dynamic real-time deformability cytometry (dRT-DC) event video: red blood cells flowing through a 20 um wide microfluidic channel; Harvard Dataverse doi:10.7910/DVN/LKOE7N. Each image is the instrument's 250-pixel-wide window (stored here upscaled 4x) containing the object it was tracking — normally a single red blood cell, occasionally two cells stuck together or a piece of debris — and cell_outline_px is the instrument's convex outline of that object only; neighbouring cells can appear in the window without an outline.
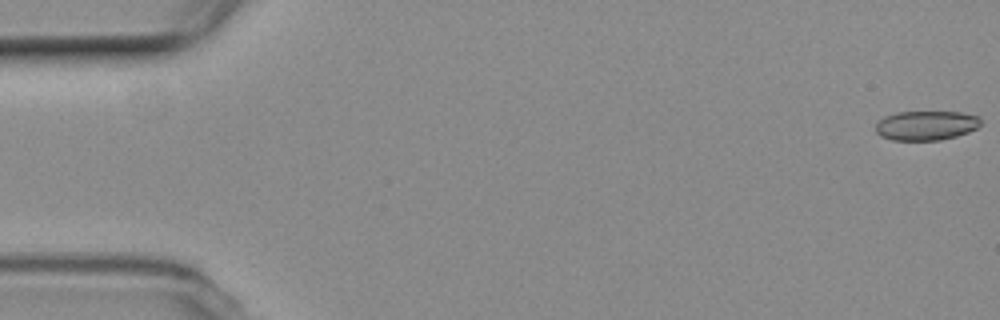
{"species": "common noctule bat (a hibernating species)", "species_latin": "Nyctalus noctula", "temperature_condition": "room temperature", "stored_images_in_passage": 10, "camera_frame_rate_fps": 3000, "um_per_image_px": 0.085, "animal": {"sex": "female", "body_mass_g": 19.3, "forearm_length_mm": 54.1}, "frame": {"image": 1, "passage_image": 1, "time_ms": 0.0, "image_size_px": [1000, 320], "cell_outline_px": [[980, 124], [976, 128], [968, 132], [956, 136], [940, 140], [892, 140], [880, 136], [876, 132], [876, 124], [884, 116], [896, 112], [960, 112], [980, 116]], "centroid_in_image_um": [78.71, 10.66], "position_along_channel_um": 6.3, "area_um2": 18.03}}